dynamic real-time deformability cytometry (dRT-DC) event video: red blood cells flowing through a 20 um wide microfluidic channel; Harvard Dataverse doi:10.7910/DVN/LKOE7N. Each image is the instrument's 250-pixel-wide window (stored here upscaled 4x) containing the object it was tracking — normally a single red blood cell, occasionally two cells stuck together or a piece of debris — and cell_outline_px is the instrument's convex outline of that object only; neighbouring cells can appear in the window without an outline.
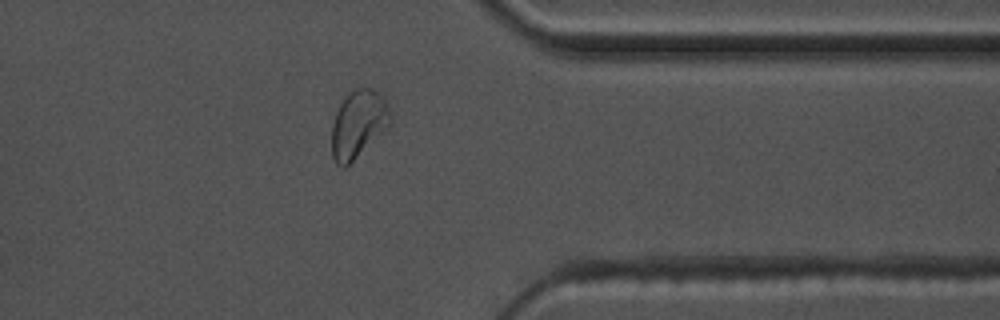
{"species": "common noctule bat (a hibernating species)", "species_latin": "Nyctalus noctula", "temperature_condition": "warm", "stored_images_in_passage": 38, "camera_frame_rate_fps": 3000, "um_per_image_px": 0.085, "animal": {"sex": "male", "body_mass_g": 17.5, "forearm_length_mm": 52.3}, "frame": {"image": 1, "passage_image": 27, "time_ms": 8.667, "image_size_px": [1000, 320], "cell_outline_px": [[392, 124], [388, 128], [344, 168], [336, 164], [332, 156], [332, 124], [336, 112], [340, 104], [348, 92], [352, 88], [364, 84], [372, 88], [384, 100], [392, 116]], "centroid_in_image_um": [30.45, 10.5], "position_along_channel_um": 380.9, "area_um2": 23.29}}